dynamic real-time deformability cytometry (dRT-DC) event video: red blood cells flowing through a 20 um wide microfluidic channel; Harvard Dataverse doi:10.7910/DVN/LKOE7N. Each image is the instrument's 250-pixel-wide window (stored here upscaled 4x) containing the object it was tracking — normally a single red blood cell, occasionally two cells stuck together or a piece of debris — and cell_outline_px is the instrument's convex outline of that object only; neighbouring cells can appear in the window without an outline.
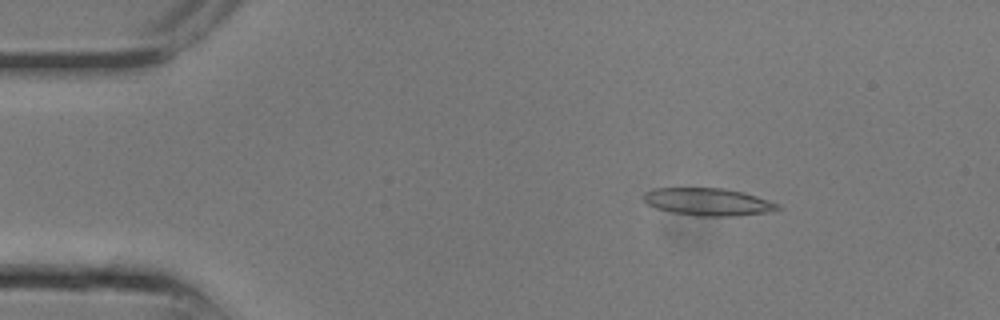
{"species": "common noctule bat (a hibernating species)", "species_latin": "Nyctalus noctula", "temperature_condition": "room temperature", "stored_images_in_passage": 8, "camera_frame_rate_fps": 3000, "um_per_image_px": 0.085, "animal": {"sex": "male", "body_mass_g": 13.3}, "frame": {"image": 1, "passage_image": 4, "time_ms": 1.0, "image_size_px": [1000, 320], "cell_outline_px": [[784, 208], [768, 212], [736, 216], [696, 216], [672, 212], [656, 208], [648, 204], [644, 200], [644, 192], [652, 188], [724, 188], [744, 192], [780, 204]], "centroid_in_image_um": [60.21, 17.16], "position_along_channel_um": 24.8, "area_um2": 21.62}}